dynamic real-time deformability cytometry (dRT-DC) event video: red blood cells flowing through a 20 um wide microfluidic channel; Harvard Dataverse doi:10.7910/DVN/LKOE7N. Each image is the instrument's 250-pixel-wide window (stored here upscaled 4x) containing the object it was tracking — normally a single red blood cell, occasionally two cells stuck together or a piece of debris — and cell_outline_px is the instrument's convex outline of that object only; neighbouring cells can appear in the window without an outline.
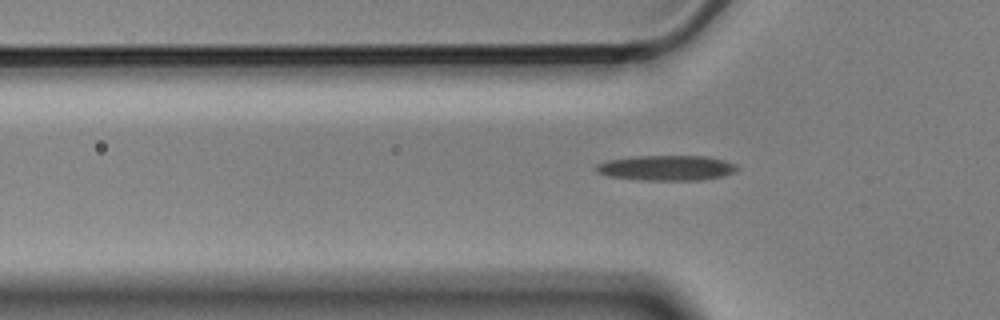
{"species": "Egyptian fruit bat (a non-hibernating species)", "species_latin": "Rousettus aegyptiacus", "temperature_condition": "cold", "stored_images_in_passage": 40, "camera_frame_rate_fps": 3000, "um_per_image_px": 0.085, "animal": {"sex": "male"}, "frame": {"image": 1, "passage_image": 2, "time_ms": 0.333, "image_size_px": [1000, 320], "cell_outline_px": [[740, 168], [724, 176], [700, 180], [640, 180], [608, 176], [596, 172], [596, 164], [608, 160], [632, 156], [708, 156], [724, 160], [736, 164]], "centroid_in_image_um": [56.65, 14.27], "position_along_channel_um": 69.1, "area_um2": 20.81}}
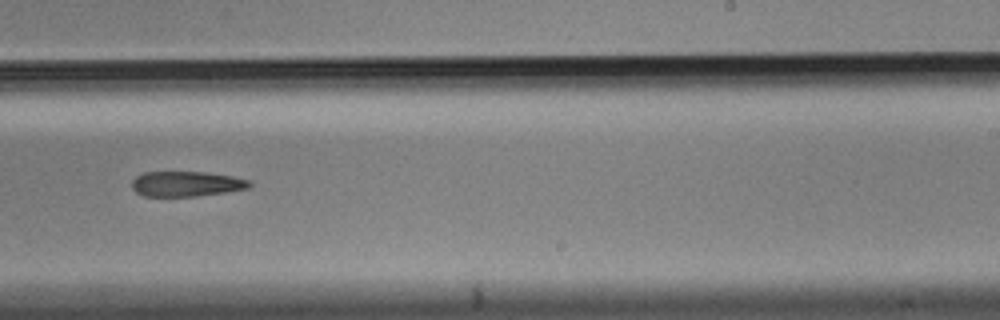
{"frame": {"image": 2, "passage_image": 19, "time_ms": 6.0, "image_size_px": [1000, 320], "cell_outline_px": [[252, 184], [248, 188], [224, 192], [196, 196], [144, 196], [136, 192], [132, 188], [132, 180], [136, 176], [144, 172], [204, 172], [232, 176], [252, 180]], "centroid_in_image_um": [15.84, 15.62], "position_along_channel_um": 273.2, "area_um2": 17.22}}
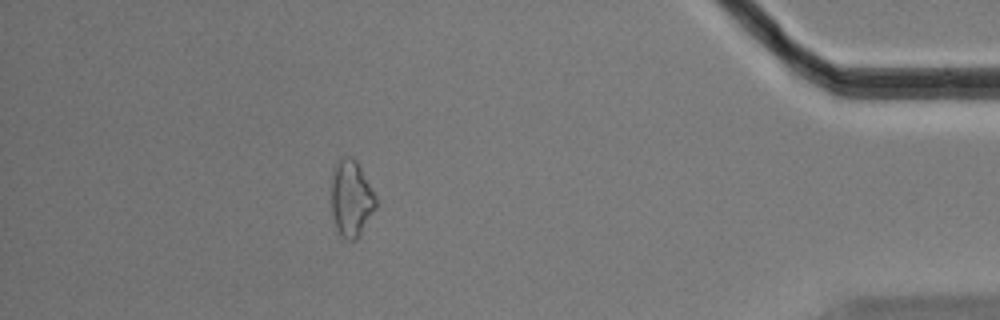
{"frame": {"image": 3, "passage_image": 34, "time_ms": 11.0, "image_size_px": [1000, 320], "cell_outline_px": [[380, 200], [376, 208], [356, 240], [348, 240], [340, 236], [336, 228], [332, 212], [332, 176], [336, 160], [344, 156], [352, 156], [356, 160]], "centroid_in_image_um": [29.88, 16.85], "position_along_channel_um": 405.3, "area_um2": 20.17}}